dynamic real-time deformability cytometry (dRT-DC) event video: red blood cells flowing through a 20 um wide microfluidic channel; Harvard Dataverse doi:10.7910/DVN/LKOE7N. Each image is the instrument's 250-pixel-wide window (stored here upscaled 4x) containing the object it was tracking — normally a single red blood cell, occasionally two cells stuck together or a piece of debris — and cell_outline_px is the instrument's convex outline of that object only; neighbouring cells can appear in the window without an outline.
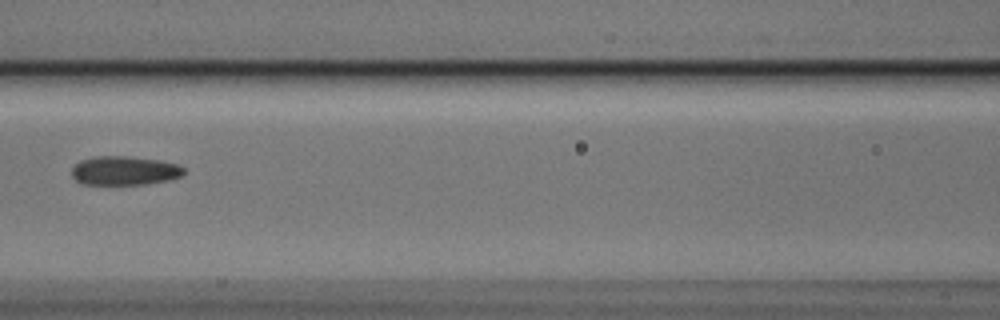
{"species": "Egyptian fruit bat (a non-hibernating species)", "species_latin": "Rousettus aegyptiacus", "temperature_condition": "cold", "stored_images_in_passage": 4, "camera_frame_rate_fps": 3000, "um_per_image_px": 0.085, "animal": {"sex": "male"}, "frame": {"image": 1, "passage_image": 3, "time_ms": 0.667, "image_size_px": [1000, 320], "cell_outline_px": [[184, 172], [180, 176], [168, 180], [148, 184], [80, 184], [72, 176], [72, 168], [80, 160], [96, 156], [128, 156], [160, 160], [180, 164], [184, 168]], "centroid_in_image_um": [10.59, 14.5], "position_along_channel_um": 156.0, "area_um2": 19.02}}
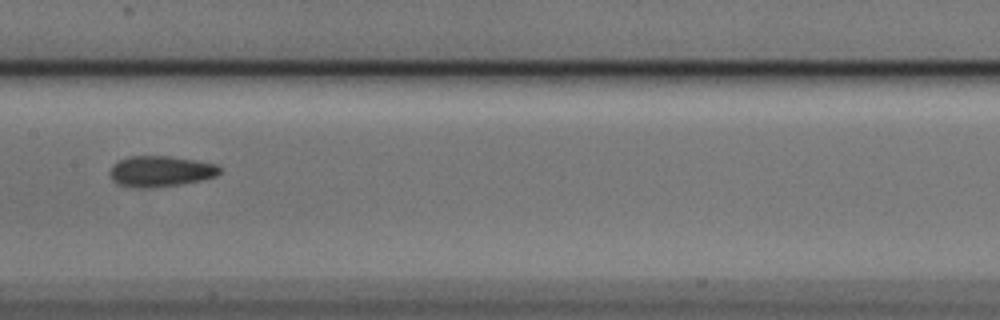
{"frame": {"image": 2, "passage_image": 4, "time_ms": 1.0, "image_size_px": [1000, 320], "cell_outline_px": [[220, 172], [216, 176], [200, 180], [180, 184], [152, 188], [132, 188], [116, 184], [112, 180], [112, 164], [128, 156], [168, 156], [196, 160], [216, 164], [220, 168]], "centroid_in_image_um": [13.63, 14.57], "position_along_channel_um": 193.8, "area_um2": 19.71}}